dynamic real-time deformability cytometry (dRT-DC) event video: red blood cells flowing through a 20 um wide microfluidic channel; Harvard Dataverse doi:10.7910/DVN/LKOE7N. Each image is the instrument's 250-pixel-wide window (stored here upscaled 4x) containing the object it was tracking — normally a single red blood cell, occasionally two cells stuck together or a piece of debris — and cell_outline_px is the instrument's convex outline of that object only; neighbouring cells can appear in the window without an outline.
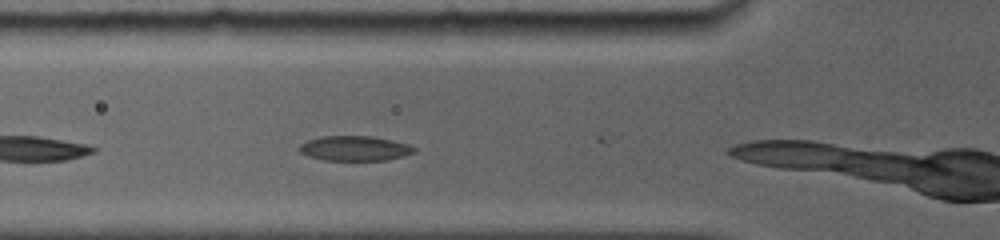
{"species": "common noctule bat (a hibernating species)", "species_latin": "Nyctalus noctula", "temperature_condition": "room temperature", "stored_images_in_passage": 6, "camera_frame_rate_fps": 5000, "um_per_image_px": 0.085, "animal": {"sex": "female", "body_mass_g": 19.0, "forearm_length_mm": 56.7}, "frame": {"image": 1, "passage_image": 3, "time_ms": 0.6, "image_size_px": [1000, 240], "cell_outline_px": [[416, 152], [404, 156], [388, 160], [324, 160], [308, 156], [300, 152], [296, 148], [300, 144], [308, 140], [320, 136], [368, 136], [408, 144], [416, 148]], "centroid_in_image_um": [30.12, 12.62], "position_along_channel_um": 95.7, "area_um2": 16.65}}